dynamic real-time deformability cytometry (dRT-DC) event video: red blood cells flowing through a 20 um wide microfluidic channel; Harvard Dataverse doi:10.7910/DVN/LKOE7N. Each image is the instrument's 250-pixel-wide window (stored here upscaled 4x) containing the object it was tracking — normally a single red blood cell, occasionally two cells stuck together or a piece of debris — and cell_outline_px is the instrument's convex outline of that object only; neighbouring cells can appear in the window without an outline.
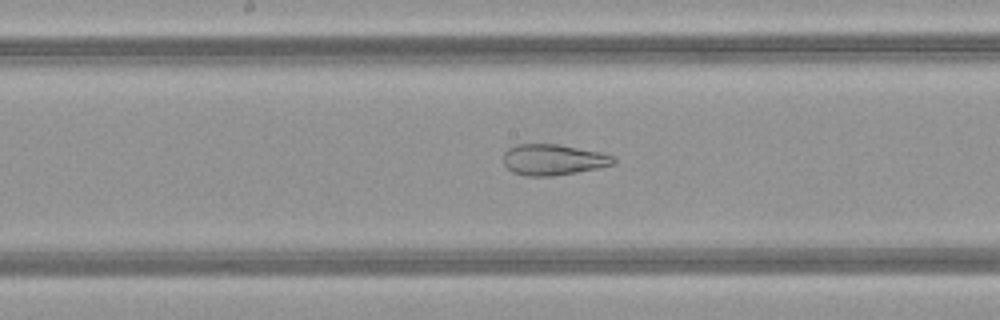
{"species": "common noctule bat (a hibernating species)", "species_latin": "Nyctalus noctula", "temperature_condition": "warm", "stored_images_in_passage": 40, "camera_frame_rate_fps": 3000, "um_per_image_px": 0.085, "animal": {"sex": "female", "body_mass_g": 21.9}, "frame": {"image": 1, "passage_image": 16, "time_ms": 5.0, "image_size_px": [1000, 320], "cell_outline_px": [[616, 164], [600, 168], [552, 176], [524, 176], [512, 172], [504, 164], [504, 152], [508, 148], [516, 144], [556, 144], [600, 152], [612, 156], [616, 160]], "centroid_in_image_um": [47.02, 13.58], "position_along_channel_um": 201.2, "area_um2": 19.88}}
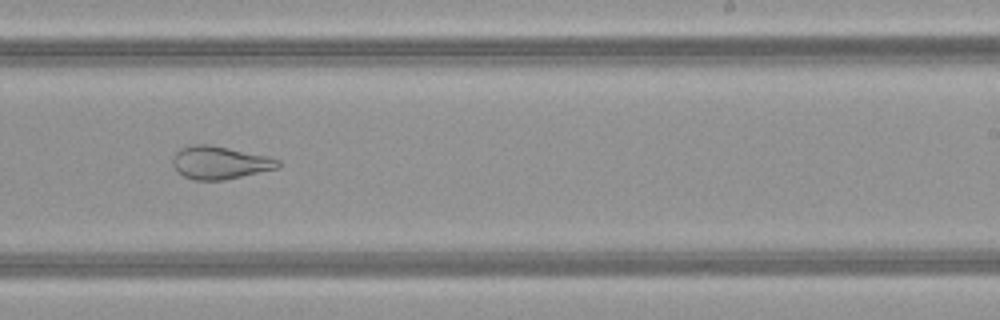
{"frame": {"image": 2, "passage_image": 21, "time_ms": 6.667, "image_size_px": [1000, 320], "cell_outline_px": [[280, 168], [224, 180], [196, 180], [184, 176], [176, 172], [172, 164], [172, 160], [176, 152], [180, 148], [192, 144], [208, 144], [272, 156], [280, 160]], "centroid_in_image_um": [18.71, 13.82], "position_along_channel_um": 270.3, "area_um2": 20.52}}
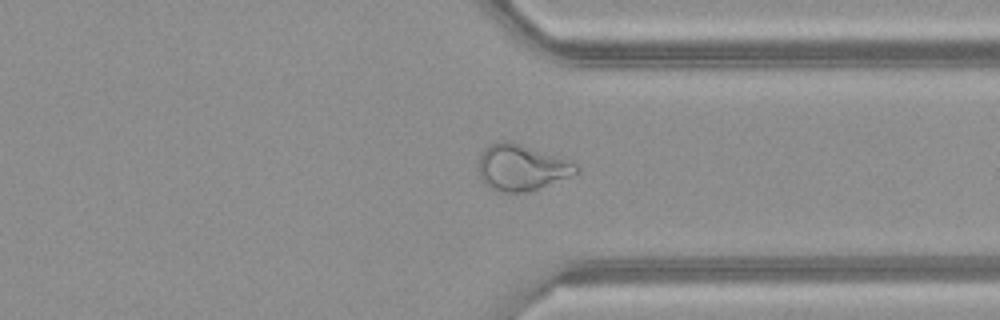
{"frame": {"image": 3, "passage_image": 28, "time_ms": 9.0, "image_size_px": [1000, 320], "cell_outline_px": [[580, 172], [528, 192], [496, 192], [488, 188], [484, 184], [480, 176], [480, 156], [484, 148], [488, 144], [496, 140], [508, 140], [520, 144], [576, 164], [580, 168]], "centroid_in_image_um": [44.27, 14.25], "position_along_channel_um": 367.1, "area_um2": 25.95}, "authors_computed_cell_mechanics": {"area_um2": 27.744, "velocity_mm_per_s": 4.1673, "shape_relaxation_time_tau1_ms": null, "shape_relaxation_time_tau2_ms": 1.2494, "deformation_change_tau1": null, "deformation_change_tau2": 0.0967}}